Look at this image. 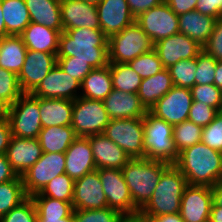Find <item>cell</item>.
Listing matches in <instances>:
<instances>
[{"instance_id":"6da1fadb","label":"cell","mask_w":222,"mask_h":222,"mask_svg":"<svg viewBox=\"0 0 222 222\" xmlns=\"http://www.w3.org/2000/svg\"><path fill=\"white\" fill-rule=\"evenodd\" d=\"M57 60H80L93 69L109 65L108 37L101 29L75 28L59 36Z\"/></svg>"},{"instance_id":"7a4b0ae2","label":"cell","mask_w":222,"mask_h":222,"mask_svg":"<svg viewBox=\"0 0 222 222\" xmlns=\"http://www.w3.org/2000/svg\"><path fill=\"white\" fill-rule=\"evenodd\" d=\"M222 152L210 148L201 141L179 152L178 170L190 185L214 186L222 181Z\"/></svg>"},{"instance_id":"3957f363","label":"cell","mask_w":222,"mask_h":222,"mask_svg":"<svg viewBox=\"0 0 222 222\" xmlns=\"http://www.w3.org/2000/svg\"><path fill=\"white\" fill-rule=\"evenodd\" d=\"M169 163L147 158L130 159L121 169L134 205L141 210L151 199Z\"/></svg>"},{"instance_id":"277c9868","label":"cell","mask_w":222,"mask_h":222,"mask_svg":"<svg viewBox=\"0 0 222 222\" xmlns=\"http://www.w3.org/2000/svg\"><path fill=\"white\" fill-rule=\"evenodd\" d=\"M188 182L174 164L163 172L151 199L141 209L151 216L174 214L180 212L182 195Z\"/></svg>"},{"instance_id":"5b68a950","label":"cell","mask_w":222,"mask_h":222,"mask_svg":"<svg viewBox=\"0 0 222 222\" xmlns=\"http://www.w3.org/2000/svg\"><path fill=\"white\" fill-rule=\"evenodd\" d=\"M145 158L175 164L179 153L173 141V126L149 111L144 116Z\"/></svg>"},{"instance_id":"8992f818","label":"cell","mask_w":222,"mask_h":222,"mask_svg":"<svg viewBox=\"0 0 222 222\" xmlns=\"http://www.w3.org/2000/svg\"><path fill=\"white\" fill-rule=\"evenodd\" d=\"M153 49V41L136 22L108 38L109 62L111 63H129Z\"/></svg>"},{"instance_id":"52a82bcc","label":"cell","mask_w":222,"mask_h":222,"mask_svg":"<svg viewBox=\"0 0 222 222\" xmlns=\"http://www.w3.org/2000/svg\"><path fill=\"white\" fill-rule=\"evenodd\" d=\"M7 119L10 122L12 136L38 138L42 129L39 98L31 93H23L8 107Z\"/></svg>"},{"instance_id":"ba28073f","label":"cell","mask_w":222,"mask_h":222,"mask_svg":"<svg viewBox=\"0 0 222 222\" xmlns=\"http://www.w3.org/2000/svg\"><path fill=\"white\" fill-rule=\"evenodd\" d=\"M109 121L102 100L79 96L73 101L71 127L77 137L103 134Z\"/></svg>"},{"instance_id":"9c48e42d","label":"cell","mask_w":222,"mask_h":222,"mask_svg":"<svg viewBox=\"0 0 222 222\" xmlns=\"http://www.w3.org/2000/svg\"><path fill=\"white\" fill-rule=\"evenodd\" d=\"M103 134L122 148L130 159L145 158L144 117L110 119Z\"/></svg>"},{"instance_id":"30bf717a","label":"cell","mask_w":222,"mask_h":222,"mask_svg":"<svg viewBox=\"0 0 222 222\" xmlns=\"http://www.w3.org/2000/svg\"><path fill=\"white\" fill-rule=\"evenodd\" d=\"M65 153L43 152L40 159L22 176L27 197L40 193L56 176L65 173Z\"/></svg>"},{"instance_id":"8fae6325","label":"cell","mask_w":222,"mask_h":222,"mask_svg":"<svg viewBox=\"0 0 222 222\" xmlns=\"http://www.w3.org/2000/svg\"><path fill=\"white\" fill-rule=\"evenodd\" d=\"M135 22L154 44L179 33L178 15L170 9L165 1L140 14L135 18Z\"/></svg>"},{"instance_id":"7c38bea8","label":"cell","mask_w":222,"mask_h":222,"mask_svg":"<svg viewBox=\"0 0 222 222\" xmlns=\"http://www.w3.org/2000/svg\"><path fill=\"white\" fill-rule=\"evenodd\" d=\"M97 170L109 208L121 214H132L136 210H139L133 203L122 170L111 168Z\"/></svg>"},{"instance_id":"4fadbf2b","label":"cell","mask_w":222,"mask_h":222,"mask_svg":"<svg viewBox=\"0 0 222 222\" xmlns=\"http://www.w3.org/2000/svg\"><path fill=\"white\" fill-rule=\"evenodd\" d=\"M192 101L189 88L173 86L168 93L155 103L149 112L156 118L165 120L174 126L188 120Z\"/></svg>"},{"instance_id":"5bb4252c","label":"cell","mask_w":222,"mask_h":222,"mask_svg":"<svg viewBox=\"0 0 222 222\" xmlns=\"http://www.w3.org/2000/svg\"><path fill=\"white\" fill-rule=\"evenodd\" d=\"M78 90H81V83L64 72L56 63L31 94L38 98L69 99L74 101L80 96Z\"/></svg>"},{"instance_id":"9a60e30c","label":"cell","mask_w":222,"mask_h":222,"mask_svg":"<svg viewBox=\"0 0 222 222\" xmlns=\"http://www.w3.org/2000/svg\"><path fill=\"white\" fill-rule=\"evenodd\" d=\"M57 63V53L27 50L24 64L18 74L23 93H31Z\"/></svg>"},{"instance_id":"2e32d148","label":"cell","mask_w":222,"mask_h":222,"mask_svg":"<svg viewBox=\"0 0 222 222\" xmlns=\"http://www.w3.org/2000/svg\"><path fill=\"white\" fill-rule=\"evenodd\" d=\"M212 203L210 186L188 184L182 195L179 213L184 222H205L210 219Z\"/></svg>"},{"instance_id":"e0dca14e","label":"cell","mask_w":222,"mask_h":222,"mask_svg":"<svg viewBox=\"0 0 222 222\" xmlns=\"http://www.w3.org/2000/svg\"><path fill=\"white\" fill-rule=\"evenodd\" d=\"M164 68H169L180 60L196 58L203 47L185 34L177 33L154 44Z\"/></svg>"},{"instance_id":"ac0fdd59","label":"cell","mask_w":222,"mask_h":222,"mask_svg":"<svg viewBox=\"0 0 222 222\" xmlns=\"http://www.w3.org/2000/svg\"><path fill=\"white\" fill-rule=\"evenodd\" d=\"M72 205L77 210L108 207L97 169L74 181Z\"/></svg>"},{"instance_id":"d6986e66","label":"cell","mask_w":222,"mask_h":222,"mask_svg":"<svg viewBox=\"0 0 222 222\" xmlns=\"http://www.w3.org/2000/svg\"><path fill=\"white\" fill-rule=\"evenodd\" d=\"M96 8L100 29L108 38L135 22L126 0H100Z\"/></svg>"},{"instance_id":"ffe728a7","label":"cell","mask_w":222,"mask_h":222,"mask_svg":"<svg viewBox=\"0 0 222 222\" xmlns=\"http://www.w3.org/2000/svg\"><path fill=\"white\" fill-rule=\"evenodd\" d=\"M60 12L63 31L75 28L100 29V21L95 4L83 0H61Z\"/></svg>"},{"instance_id":"44dd1931","label":"cell","mask_w":222,"mask_h":222,"mask_svg":"<svg viewBox=\"0 0 222 222\" xmlns=\"http://www.w3.org/2000/svg\"><path fill=\"white\" fill-rule=\"evenodd\" d=\"M38 138H20L12 136L6 151V157L12 169L22 176L42 156Z\"/></svg>"},{"instance_id":"7402d4cb","label":"cell","mask_w":222,"mask_h":222,"mask_svg":"<svg viewBox=\"0 0 222 222\" xmlns=\"http://www.w3.org/2000/svg\"><path fill=\"white\" fill-rule=\"evenodd\" d=\"M65 173L74 181L96 170L92 147L87 137H77L65 152Z\"/></svg>"},{"instance_id":"603a6c76","label":"cell","mask_w":222,"mask_h":222,"mask_svg":"<svg viewBox=\"0 0 222 222\" xmlns=\"http://www.w3.org/2000/svg\"><path fill=\"white\" fill-rule=\"evenodd\" d=\"M87 138L92 147L96 169L111 168L121 170L130 160L125 151L104 134L90 135Z\"/></svg>"},{"instance_id":"cb8c5ba5","label":"cell","mask_w":222,"mask_h":222,"mask_svg":"<svg viewBox=\"0 0 222 222\" xmlns=\"http://www.w3.org/2000/svg\"><path fill=\"white\" fill-rule=\"evenodd\" d=\"M103 103L110 119L143 118L148 112L137 93L113 89Z\"/></svg>"},{"instance_id":"d4e9b609","label":"cell","mask_w":222,"mask_h":222,"mask_svg":"<svg viewBox=\"0 0 222 222\" xmlns=\"http://www.w3.org/2000/svg\"><path fill=\"white\" fill-rule=\"evenodd\" d=\"M215 21L216 18L197 10L189 11L178 16L179 33L185 34L203 47L213 32Z\"/></svg>"},{"instance_id":"484cf974","label":"cell","mask_w":222,"mask_h":222,"mask_svg":"<svg viewBox=\"0 0 222 222\" xmlns=\"http://www.w3.org/2000/svg\"><path fill=\"white\" fill-rule=\"evenodd\" d=\"M26 48L32 51L57 53L60 32L42 24L30 22L20 35Z\"/></svg>"},{"instance_id":"4316f807","label":"cell","mask_w":222,"mask_h":222,"mask_svg":"<svg viewBox=\"0 0 222 222\" xmlns=\"http://www.w3.org/2000/svg\"><path fill=\"white\" fill-rule=\"evenodd\" d=\"M173 86L169 69L164 68L155 75L142 79L137 95L142 105L149 111Z\"/></svg>"},{"instance_id":"83f0119b","label":"cell","mask_w":222,"mask_h":222,"mask_svg":"<svg viewBox=\"0 0 222 222\" xmlns=\"http://www.w3.org/2000/svg\"><path fill=\"white\" fill-rule=\"evenodd\" d=\"M42 128L72 123L73 100L39 98Z\"/></svg>"},{"instance_id":"f1b7e54d","label":"cell","mask_w":222,"mask_h":222,"mask_svg":"<svg viewBox=\"0 0 222 222\" xmlns=\"http://www.w3.org/2000/svg\"><path fill=\"white\" fill-rule=\"evenodd\" d=\"M30 20L42 24L53 30L63 32L62 17L60 12L61 0H24Z\"/></svg>"},{"instance_id":"f546056e","label":"cell","mask_w":222,"mask_h":222,"mask_svg":"<svg viewBox=\"0 0 222 222\" xmlns=\"http://www.w3.org/2000/svg\"><path fill=\"white\" fill-rule=\"evenodd\" d=\"M81 90V97L103 101L113 90L109 65L89 72L81 83Z\"/></svg>"},{"instance_id":"4dcf8cb0","label":"cell","mask_w":222,"mask_h":222,"mask_svg":"<svg viewBox=\"0 0 222 222\" xmlns=\"http://www.w3.org/2000/svg\"><path fill=\"white\" fill-rule=\"evenodd\" d=\"M77 138L71 125L42 128L38 140L43 152L65 153Z\"/></svg>"},{"instance_id":"1f68e13d","label":"cell","mask_w":222,"mask_h":222,"mask_svg":"<svg viewBox=\"0 0 222 222\" xmlns=\"http://www.w3.org/2000/svg\"><path fill=\"white\" fill-rule=\"evenodd\" d=\"M27 48L21 36L8 35L0 39V67L16 75L22 69Z\"/></svg>"},{"instance_id":"d6a6232c","label":"cell","mask_w":222,"mask_h":222,"mask_svg":"<svg viewBox=\"0 0 222 222\" xmlns=\"http://www.w3.org/2000/svg\"><path fill=\"white\" fill-rule=\"evenodd\" d=\"M6 33L20 36L30 24V16L24 0H1Z\"/></svg>"},{"instance_id":"836d02e7","label":"cell","mask_w":222,"mask_h":222,"mask_svg":"<svg viewBox=\"0 0 222 222\" xmlns=\"http://www.w3.org/2000/svg\"><path fill=\"white\" fill-rule=\"evenodd\" d=\"M109 68L112 76L113 89L128 93L138 92L142 78L128 63L109 62Z\"/></svg>"},{"instance_id":"e575fe53","label":"cell","mask_w":222,"mask_h":222,"mask_svg":"<svg viewBox=\"0 0 222 222\" xmlns=\"http://www.w3.org/2000/svg\"><path fill=\"white\" fill-rule=\"evenodd\" d=\"M31 198L38 218H66L74 211L72 203L42 196L40 193L31 196Z\"/></svg>"},{"instance_id":"d590c367","label":"cell","mask_w":222,"mask_h":222,"mask_svg":"<svg viewBox=\"0 0 222 222\" xmlns=\"http://www.w3.org/2000/svg\"><path fill=\"white\" fill-rule=\"evenodd\" d=\"M27 198L21 176L0 184V218Z\"/></svg>"},{"instance_id":"8d00e7d4","label":"cell","mask_w":222,"mask_h":222,"mask_svg":"<svg viewBox=\"0 0 222 222\" xmlns=\"http://www.w3.org/2000/svg\"><path fill=\"white\" fill-rule=\"evenodd\" d=\"M203 127L190 121L173 126V141L177 152L201 141Z\"/></svg>"},{"instance_id":"74e56055","label":"cell","mask_w":222,"mask_h":222,"mask_svg":"<svg viewBox=\"0 0 222 222\" xmlns=\"http://www.w3.org/2000/svg\"><path fill=\"white\" fill-rule=\"evenodd\" d=\"M74 180L66 173L56 176L40 192L42 196L73 202Z\"/></svg>"},{"instance_id":"f35d334b","label":"cell","mask_w":222,"mask_h":222,"mask_svg":"<svg viewBox=\"0 0 222 222\" xmlns=\"http://www.w3.org/2000/svg\"><path fill=\"white\" fill-rule=\"evenodd\" d=\"M196 58L180 60L169 67L174 86L191 89L195 85Z\"/></svg>"},{"instance_id":"ab89813d","label":"cell","mask_w":222,"mask_h":222,"mask_svg":"<svg viewBox=\"0 0 222 222\" xmlns=\"http://www.w3.org/2000/svg\"><path fill=\"white\" fill-rule=\"evenodd\" d=\"M23 94L18 75L0 67V100L8 107L14 104Z\"/></svg>"},{"instance_id":"60d3db41","label":"cell","mask_w":222,"mask_h":222,"mask_svg":"<svg viewBox=\"0 0 222 222\" xmlns=\"http://www.w3.org/2000/svg\"><path fill=\"white\" fill-rule=\"evenodd\" d=\"M128 65L135 70L142 79L149 78L164 69L154 49L136 57L130 61Z\"/></svg>"},{"instance_id":"b9f144b4","label":"cell","mask_w":222,"mask_h":222,"mask_svg":"<svg viewBox=\"0 0 222 222\" xmlns=\"http://www.w3.org/2000/svg\"><path fill=\"white\" fill-rule=\"evenodd\" d=\"M190 90L193 101L205 103L222 111V90L214 84H196Z\"/></svg>"},{"instance_id":"7bdbcfd3","label":"cell","mask_w":222,"mask_h":222,"mask_svg":"<svg viewBox=\"0 0 222 222\" xmlns=\"http://www.w3.org/2000/svg\"><path fill=\"white\" fill-rule=\"evenodd\" d=\"M195 85L214 84L217 60L202 50L196 57Z\"/></svg>"},{"instance_id":"ee69618b","label":"cell","mask_w":222,"mask_h":222,"mask_svg":"<svg viewBox=\"0 0 222 222\" xmlns=\"http://www.w3.org/2000/svg\"><path fill=\"white\" fill-rule=\"evenodd\" d=\"M37 212L31 197H27L17 207L0 218V222H37Z\"/></svg>"},{"instance_id":"f6af8a7d","label":"cell","mask_w":222,"mask_h":222,"mask_svg":"<svg viewBox=\"0 0 222 222\" xmlns=\"http://www.w3.org/2000/svg\"><path fill=\"white\" fill-rule=\"evenodd\" d=\"M75 222H117L120 212L107 208L73 211Z\"/></svg>"},{"instance_id":"bcb514c9","label":"cell","mask_w":222,"mask_h":222,"mask_svg":"<svg viewBox=\"0 0 222 222\" xmlns=\"http://www.w3.org/2000/svg\"><path fill=\"white\" fill-rule=\"evenodd\" d=\"M201 142L212 149L222 152V111H219L215 119L203 127Z\"/></svg>"},{"instance_id":"7dc6e473","label":"cell","mask_w":222,"mask_h":222,"mask_svg":"<svg viewBox=\"0 0 222 222\" xmlns=\"http://www.w3.org/2000/svg\"><path fill=\"white\" fill-rule=\"evenodd\" d=\"M218 112L219 111L216 108H213L205 103L192 101L188 121L205 127L215 119Z\"/></svg>"},{"instance_id":"c3c4849f","label":"cell","mask_w":222,"mask_h":222,"mask_svg":"<svg viewBox=\"0 0 222 222\" xmlns=\"http://www.w3.org/2000/svg\"><path fill=\"white\" fill-rule=\"evenodd\" d=\"M203 50L215 60L222 61V17L216 19L213 32Z\"/></svg>"},{"instance_id":"681fc988","label":"cell","mask_w":222,"mask_h":222,"mask_svg":"<svg viewBox=\"0 0 222 222\" xmlns=\"http://www.w3.org/2000/svg\"><path fill=\"white\" fill-rule=\"evenodd\" d=\"M61 69L71 77L82 83L83 79L93 70L85 61L80 60H57Z\"/></svg>"},{"instance_id":"f907efd6","label":"cell","mask_w":222,"mask_h":222,"mask_svg":"<svg viewBox=\"0 0 222 222\" xmlns=\"http://www.w3.org/2000/svg\"><path fill=\"white\" fill-rule=\"evenodd\" d=\"M195 10L214 18L222 17V0H198Z\"/></svg>"},{"instance_id":"816d5d0a","label":"cell","mask_w":222,"mask_h":222,"mask_svg":"<svg viewBox=\"0 0 222 222\" xmlns=\"http://www.w3.org/2000/svg\"><path fill=\"white\" fill-rule=\"evenodd\" d=\"M132 15L136 18L147 10L159 5L164 0H126Z\"/></svg>"},{"instance_id":"f5cc1de1","label":"cell","mask_w":222,"mask_h":222,"mask_svg":"<svg viewBox=\"0 0 222 222\" xmlns=\"http://www.w3.org/2000/svg\"><path fill=\"white\" fill-rule=\"evenodd\" d=\"M170 9L178 16L196 8L198 0H164Z\"/></svg>"},{"instance_id":"db71d44e","label":"cell","mask_w":222,"mask_h":222,"mask_svg":"<svg viewBox=\"0 0 222 222\" xmlns=\"http://www.w3.org/2000/svg\"><path fill=\"white\" fill-rule=\"evenodd\" d=\"M12 137L8 119L0 121V155L5 154Z\"/></svg>"},{"instance_id":"11a10c76","label":"cell","mask_w":222,"mask_h":222,"mask_svg":"<svg viewBox=\"0 0 222 222\" xmlns=\"http://www.w3.org/2000/svg\"><path fill=\"white\" fill-rule=\"evenodd\" d=\"M17 173L12 169L11 164L7 160L6 154L0 155V184L15 180Z\"/></svg>"},{"instance_id":"9f6ffc18","label":"cell","mask_w":222,"mask_h":222,"mask_svg":"<svg viewBox=\"0 0 222 222\" xmlns=\"http://www.w3.org/2000/svg\"><path fill=\"white\" fill-rule=\"evenodd\" d=\"M212 188V194H213V203L216 206L222 207V181L218 182Z\"/></svg>"},{"instance_id":"6f0895ef","label":"cell","mask_w":222,"mask_h":222,"mask_svg":"<svg viewBox=\"0 0 222 222\" xmlns=\"http://www.w3.org/2000/svg\"><path fill=\"white\" fill-rule=\"evenodd\" d=\"M159 222H184L179 212L155 216Z\"/></svg>"},{"instance_id":"680465c9","label":"cell","mask_w":222,"mask_h":222,"mask_svg":"<svg viewBox=\"0 0 222 222\" xmlns=\"http://www.w3.org/2000/svg\"><path fill=\"white\" fill-rule=\"evenodd\" d=\"M210 220L213 222H222V207L216 206L212 203Z\"/></svg>"},{"instance_id":"91938a15","label":"cell","mask_w":222,"mask_h":222,"mask_svg":"<svg viewBox=\"0 0 222 222\" xmlns=\"http://www.w3.org/2000/svg\"><path fill=\"white\" fill-rule=\"evenodd\" d=\"M214 85L222 90V61H217Z\"/></svg>"},{"instance_id":"94428289","label":"cell","mask_w":222,"mask_h":222,"mask_svg":"<svg viewBox=\"0 0 222 222\" xmlns=\"http://www.w3.org/2000/svg\"><path fill=\"white\" fill-rule=\"evenodd\" d=\"M117 222H139V210L132 214H122Z\"/></svg>"},{"instance_id":"6125c7cd","label":"cell","mask_w":222,"mask_h":222,"mask_svg":"<svg viewBox=\"0 0 222 222\" xmlns=\"http://www.w3.org/2000/svg\"><path fill=\"white\" fill-rule=\"evenodd\" d=\"M39 222H75L73 213L66 218H38Z\"/></svg>"},{"instance_id":"be15d7a7","label":"cell","mask_w":222,"mask_h":222,"mask_svg":"<svg viewBox=\"0 0 222 222\" xmlns=\"http://www.w3.org/2000/svg\"><path fill=\"white\" fill-rule=\"evenodd\" d=\"M8 36L6 33V27H5V21L3 18V11H2V5H1V0H0V39Z\"/></svg>"},{"instance_id":"e7e4bbea","label":"cell","mask_w":222,"mask_h":222,"mask_svg":"<svg viewBox=\"0 0 222 222\" xmlns=\"http://www.w3.org/2000/svg\"><path fill=\"white\" fill-rule=\"evenodd\" d=\"M139 222H159L156 217L144 213L139 210Z\"/></svg>"},{"instance_id":"03108f58","label":"cell","mask_w":222,"mask_h":222,"mask_svg":"<svg viewBox=\"0 0 222 222\" xmlns=\"http://www.w3.org/2000/svg\"><path fill=\"white\" fill-rule=\"evenodd\" d=\"M8 115V106L0 100V121L7 119Z\"/></svg>"},{"instance_id":"003e7915","label":"cell","mask_w":222,"mask_h":222,"mask_svg":"<svg viewBox=\"0 0 222 222\" xmlns=\"http://www.w3.org/2000/svg\"><path fill=\"white\" fill-rule=\"evenodd\" d=\"M83 1L87 3L95 4V5H97L100 2V0H83Z\"/></svg>"}]
</instances>
